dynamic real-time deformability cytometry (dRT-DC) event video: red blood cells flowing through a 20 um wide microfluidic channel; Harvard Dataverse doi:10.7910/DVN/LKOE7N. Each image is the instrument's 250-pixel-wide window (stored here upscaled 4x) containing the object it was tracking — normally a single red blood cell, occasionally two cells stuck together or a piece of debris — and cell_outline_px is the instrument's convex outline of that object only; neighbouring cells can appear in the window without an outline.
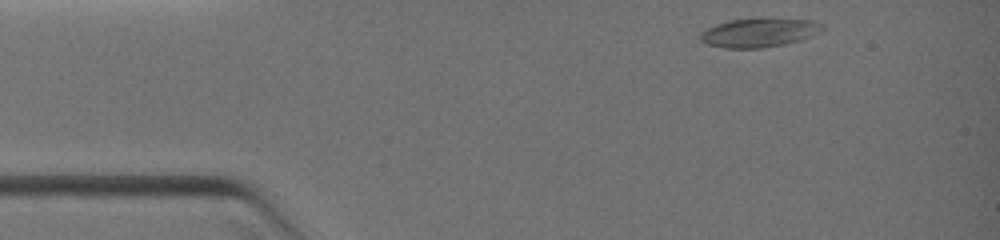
{"species": "common noctule bat (a hibernating species)", "species_latin": "Nyctalus noctula", "temperature_condition": "warm", "stored_images_in_passage": 49, "camera_frame_rate_fps": 3000, "um_per_image_px": 0.085, "animal": {"sex": "female", "body_mass_g": 19.0, "forearm_length_mm": 51.5}, "frame": {"image": 1, "passage_image": 1, "time_ms": 0.0, "image_size_px": [1000, 240], "cell_outline_px": [[824, 28], [820, 32], [812, 36], [800, 40], [760, 48], [724, 48], [708, 44], [700, 40], [700, 32], [704, 28], [716, 24], [732, 20], [812, 20], [824, 24]], "centroid_in_image_um": [64.49, 2.79], "position_along_channel_um": 20.5, "area_um2": 19.94}}
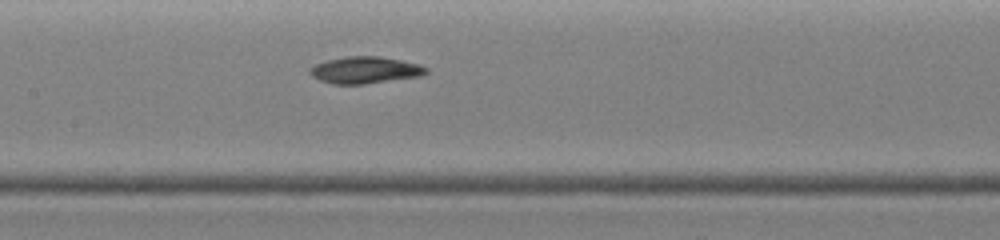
{"frame": {"image": 2, "passage_image": 26, "time_ms": 4.333, "image_size_px": [1000, 240], "cell_outline_px": [[428, 72], [420, 76], [364, 84], [332, 84], [320, 80], [312, 76], [308, 72], [316, 64], [328, 60], [348, 56], [380, 56], [420, 64], [428, 68]], "centroid_in_image_um": [31.05, 5.95], "position_along_channel_um": 176.3, "area_um2": 18.03}}
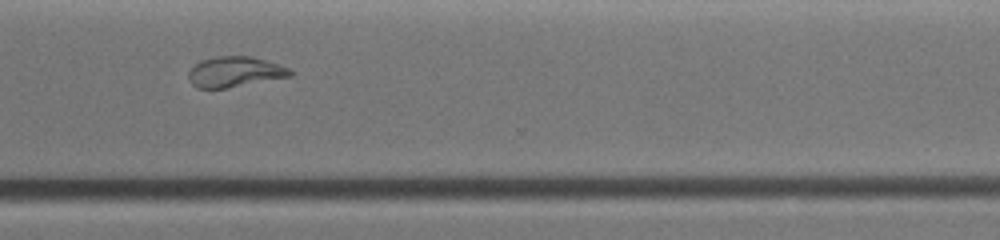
{"frame": {"image": 3, "passage_image": 48, "time_ms": 7.667, "image_size_px": [1000, 240], "cell_outline_px": [[296, 72], [292, 76], [228, 88], [196, 88], [188, 80], [188, 72], [200, 60], [220, 56], [252, 56], [292, 68]], "centroid_in_image_um": [20.01, 6.11], "position_along_channel_um": 350.6, "area_um2": 18.26}}